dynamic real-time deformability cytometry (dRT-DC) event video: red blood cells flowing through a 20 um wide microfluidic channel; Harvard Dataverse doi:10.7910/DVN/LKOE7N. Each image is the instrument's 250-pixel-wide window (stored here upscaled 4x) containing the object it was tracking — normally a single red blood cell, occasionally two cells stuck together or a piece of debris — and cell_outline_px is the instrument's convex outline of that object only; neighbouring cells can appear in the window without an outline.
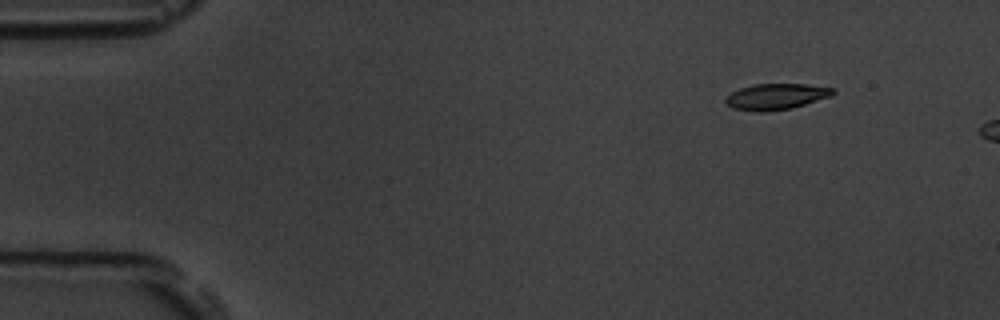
{"species": "common noctule bat (a hibernating species)", "species_latin": "Nyctalus noctula", "temperature_condition": "room temperature", "stored_images_in_passage": 4, "camera_frame_rate_fps": 3000, "um_per_image_px": 0.085, "animal": {"sex": "male", "body_mass_g": 19.5, "forearm_length_mm": 54.6}, "frame": {"image": 1, "passage_image": 2, "time_ms": 1.0, "image_size_px": [1000, 320], "cell_outline_px": [[836, 92], [832, 96], [792, 108], [764, 112], [760, 112], [732, 108], [724, 104], [724, 100], [732, 92], [740, 88], [756, 84], [804, 84], [832, 88]], "centroid_in_image_um": [65.95, 8.22], "position_along_channel_um": 19.0, "area_um2": 16.24}}